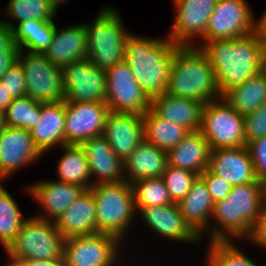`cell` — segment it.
Segmentation results:
<instances>
[{
    "label": "cell",
    "instance_id": "6da1fadb",
    "mask_svg": "<svg viewBox=\"0 0 266 266\" xmlns=\"http://www.w3.org/2000/svg\"><path fill=\"white\" fill-rule=\"evenodd\" d=\"M194 46L208 56L221 97L263 71L266 46L258 31L240 38L213 40Z\"/></svg>",
    "mask_w": 266,
    "mask_h": 266
},
{
    "label": "cell",
    "instance_id": "7a4b0ae2",
    "mask_svg": "<svg viewBox=\"0 0 266 266\" xmlns=\"http://www.w3.org/2000/svg\"><path fill=\"white\" fill-rule=\"evenodd\" d=\"M264 216V186L261 182L232 186L230 194L214 203L209 241H232L251 236ZM216 221V222H215ZM218 226V227H217ZM212 228V229H211Z\"/></svg>",
    "mask_w": 266,
    "mask_h": 266
},
{
    "label": "cell",
    "instance_id": "3957f363",
    "mask_svg": "<svg viewBox=\"0 0 266 266\" xmlns=\"http://www.w3.org/2000/svg\"><path fill=\"white\" fill-rule=\"evenodd\" d=\"M178 47L168 36L160 39L129 34L124 62L150 99L167 93L172 57Z\"/></svg>",
    "mask_w": 266,
    "mask_h": 266
},
{
    "label": "cell",
    "instance_id": "277c9868",
    "mask_svg": "<svg viewBox=\"0 0 266 266\" xmlns=\"http://www.w3.org/2000/svg\"><path fill=\"white\" fill-rule=\"evenodd\" d=\"M167 94L202 103L220 98L214 69L201 48L179 46L172 57Z\"/></svg>",
    "mask_w": 266,
    "mask_h": 266
},
{
    "label": "cell",
    "instance_id": "5b68a950",
    "mask_svg": "<svg viewBox=\"0 0 266 266\" xmlns=\"http://www.w3.org/2000/svg\"><path fill=\"white\" fill-rule=\"evenodd\" d=\"M89 190L96 203L97 233L111 234L125 242L137 215L131 183H100Z\"/></svg>",
    "mask_w": 266,
    "mask_h": 266
},
{
    "label": "cell",
    "instance_id": "8992f818",
    "mask_svg": "<svg viewBox=\"0 0 266 266\" xmlns=\"http://www.w3.org/2000/svg\"><path fill=\"white\" fill-rule=\"evenodd\" d=\"M114 7H104L92 24H85L88 40V60L107 70L124 61L125 47L130 32L125 31L122 17Z\"/></svg>",
    "mask_w": 266,
    "mask_h": 266
},
{
    "label": "cell",
    "instance_id": "52a82bcc",
    "mask_svg": "<svg viewBox=\"0 0 266 266\" xmlns=\"http://www.w3.org/2000/svg\"><path fill=\"white\" fill-rule=\"evenodd\" d=\"M65 238L53 221L37 216L28 217L23 222L16 239L5 250L9 265L14 260L64 259Z\"/></svg>",
    "mask_w": 266,
    "mask_h": 266
},
{
    "label": "cell",
    "instance_id": "ba28073f",
    "mask_svg": "<svg viewBox=\"0 0 266 266\" xmlns=\"http://www.w3.org/2000/svg\"><path fill=\"white\" fill-rule=\"evenodd\" d=\"M199 131L205 136L211 150L246 146L244 116L223 97L204 104Z\"/></svg>",
    "mask_w": 266,
    "mask_h": 266
},
{
    "label": "cell",
    "instance_id": "9c48e42d",
    "mask_svg": "<svg viewBox=\"0 0 266 266\" xmlns=\"http://www.w3.org/2000/svg\"><path fill=\"white\" fill-rule=\"evenodd\" d=\"M18 61L25 75L26 92L36 102L64 101L62 70L52 64L44 54L19 51Z\"/></svg>",
    "mask_w": 266,
    "mask_h": 266
},
{
    "label": "cell",
    "instance_id": "30bf717a",
    "mask_svg": "<svg viewBox=\"0 0 266 266\" xmlns=\"http://www.w3.org/2000/svg\"><path fill=\"white\" fill-rule=\"evenodd\" d=\"M121 242L114 235L99 232L65 238V266H115L121 255Z\"/></svg>",
    "mask_w": 266,
    "mask_h": 266
},
{
    "label": "cell",
    "instance_id": "8fae6325",
    "mask_svg": "<svg viewBox=\"0 0 266 266\" xmlns=\"http://www.w3.org/2000/svg\"><path fill=\"white\" fill-rule=\"evenodd\" d=\"M257 31V19L246 0H217L202 41L240 38Z\"/></svg>",
    "mask_w": 266,
    "mask_h": 266
},
{
    "label": "cell",
    "instance_id": "7c38bea8",
    "mask_svg": "<svg viewBox=\"0 0 266 266\" xmlns=\"http://www.w3.org/2000/svg\"><path fill=\"white\" fill-rule=\"evenodd\" d=\"M65 103H106V72L88 59L72 62L61 68Z\"/></svg>",
    "mask_w": 266,
    "mask_h": 266
},
{
    "label": "cell",
    "instance_id": "4fadbf2b",
    "mask_svg": "<svg viewBox=\"0 0 266 266\" xmlns=\"http://www.w3.org/2000/svg\"><path fill=\"white\" fill-rule=\"evenodd\" d=\"M109 111L143 115L151 108V99L139 86L133 73L124 61L106 71Z\"/></svg>",
    "mask_w": 266,
    "mask_h": 266
},
{
    "label": "cell",
    "instance_id": "5bb4252c",
    "mask_svg": "<svg viewBox=\"0 0 266 266\" xmlns=\"http://www.w3.org/2000/svg\"><path fill=\"white\" fill-rule=\"evenodd\" d=\"M108 113L106 103H65V145H82L103 135Z\"/></svg>",
    "mask_w": 266,
    "mask_h": 266
},
{
    "label": "cell",
    "instance_id": "9a60e30c",
    "mask_svg": "<svg viewBox=\"0 0 266 266\" xmlns=\"http://www.w3.org/2000/svg\"><path fill=\"white\" fill-rule=\"evenodd\" d=\"M217 0H179L175 3L176 18L167 35L176 45L194 46V39L205 36L209 17Z\"/></svg>",
    "mask_w": 266,
    "mask_h": 266
},
{
    "label": "cell",
    "instance_id": "2e32d148",
    "mask_svg": "<svg viewBox=\"0 0 266 266\" xmlns=\"http://www.w3.org/2000/svg\"><path fill=\"white\" fill-rule=\"evenodd\" d=\"M42 156L29 130L3 126L0 134V182Z\"/></svg>",
    "mask_w": 266,
    "mask_h": 266
},
{
    "label": "cell",
    "instance_id": "e0dca14e",
    "mask_svg": "<svg viewBox=\"0 0 266 266\" xmlns=\"http://www.w3.org/2000/svg\"><path fill=\"white\" fill-rule=\"evenodd\" d=\"M145 221L152 232L162 238L185 243H199L201 237L190 227L180 213L177 203L165 206L140 208L137 215Z\"/></svg>",
    "mask_w": 266,
    "mask_h": 266
},
{
    "label": "cell",
    "instance_id": "ac0fdd59",
    "mask_svg": "<svg viewBox=\"0 0 266 266\" xmlns=\"http://www.w3.org/2000/svg\"><path fill=\"white\" fill-rule=\"evenodd\" d=\"M103 136L116 155L124 161L144 141L142 115L109 111Z\"/></svg>",
    "mask_w": 266,
    "mask_h": 266
},
{
    "label": "cell",
    "instance_id": "d6986e66",
    "mask_svg": "<svg viewBox=\"0 0 266 266\" xmlns=\"http://www.w3.org/2000/svg\"><path fill=\"white\" fill-rule=\"evenodd\" d=\"M26 190L43 208L42 213L36 216L55 222L86 189L72 183L49 180L37 181Z\"/></svg>",
    "mask_w": 266,
    "mask_h": 266
},
{
    "label": "cell",
    "instance_id": "ffe728a7",
    "mask_svg": "<svg viewBox=\"0 0 266 266\" xmlns=\"http://www.w3.org/2000/svg\"><path fill=\"white\" fill-rule=\"evenodd\" d=\"M208 169L232 186L259 182L246 146L211 150Z\"/></svg>",
    "mask_w": 266,
    "mask_h": 266
},
{
    "label": "cell",
    "instance_id": "44dd1931",
    "mask_svg": "<svg viewBox=\"0 0 266 266\" xmlns=\"http://www.w3.org/2000/svg\"><path fill=\"white\" fill-rule=\"evenodd\" d=\"M44 56L55 66L62 68L72 62L88 59L87 31L84 24L65 26L58 30L55 25L52 43Z\"/></svg>",
    "mask_w": 266,
    "mask_h": 266
},
{
    "label": "cell",
    "instance_id": "7402d4cb",
    "mask_svg": "<svg viewBox=\"0 0 266 266\" xmlns=\"http://www.w3.org/2000/svg\"><path fill=\"white\" fill-rule=\"evenodd\" d=\"M81 146L88 158L91 177H96L92 180V186L100 183L125 181L123 161L116 155L103 135L90 138Z\"/></svg>",
    "mask_w": 266,
    "mask_h": 266
},
{
    "label": "cell",
    "instance_id": "603a6c76",
    "mask_svg": "<svg viewBox=\"0 0 266 266\" xmlns=\"http://www.w3.org/2000/svg\"><path fill=\"white\" fill-rule=\"evenodd\" d=\"M29 132L42 154L65 145V101L41 104L39 121Z\"/></svg>",
    "mask_w": 266,
    "mask_h": 266
},
{
    "label": "cell",
    "instance_id": "cb8c5ba5",
    "mask_svg": "<svg viewBox=\"0 0 266 266\" xmlns=\"http://www.w3.org/2000/svg\"><path fill=\"white\" fill-rule=\"evenodd\" d=\"M204 103L170 94L151 99V109L161 118L179 124L190 132L199 131Z\"/></svg>",
    "mask_w": 266,
    "mask_h": 266
},
{
    "label": "cell",
    "instance_id": "d4e9b609",
    "mask_svg": "<svg viewBox=\"0 0 266 266\" xmlns=\"http://www.w3.org/2000/svg\"><path fill=\"white\" fill-rule=\"evenodd\" d=\"M177 204L185 221L203 240L204 231L208 230L209 233L210 224H213L210 219L214 208V201L205 181L197 176L188 194Z\"/></svg>",
    "mask_w": 266,
    "mask_h": 266
},
{
    "label": "cell",
    "instance_id": "484cf974",
    "mask_svg": "<svg viewBox=\"0 0 266 266\" xmlns=\"http://www.w3.org/2000/svg\"><path fill=\"white\" fill-rule=\"evenodd\" d=\"M54 223L64 238L97 233L93 193L85 190Z\"/></svg>",
    "mask_w": 266,
    "mask_h": 266
},
{
    "label": "cell",
    "instance_id": "4316f807",
    "mask_svg": "<svg viewBox=\"0 0 266 266\" xmlns=\"http://www.w3.org/2000/svg\"><path fill=\"white\" fill-rule=\"evenodd\" d=\"M167 165V151L144 140L123 161L124 179L133 183L141 179L162 177Z\"/></svg>",
    "mask_w": 266,
    "mask_h": 266
},
{
    "label": "cell",
    "instance_id": "83f0119b",
    "mask_svg": "<svg viewBox=\"0 0 266 266\" xmlns=\"http://www.w3.org/2000/svg\"><path fill=\"white\" fill-rule=\"evenodd\" d=\"M211 149L200 131L190 132L177 146L167 151L168 165L200 176L209 168Z\"/></svg>",
    "mask_w": 266,
    "mask_h": 266
},
{
    "label": "cell",
    "instance_id": "f1b7e54d",
    "mask_svg": "<svg viewBox=\"0 0 266 266\" xmlns=\"http://www.w3.org/2000/svg\"><path fill=\"white\" fill-rule=\"evenodd\" d=\"M142 119L144 140L165 151L177 146L190 133L185 127L161 118L151 108Z\"/></svg>",
    "mask_w": 266,
    "mask_h": 266
},
{
    "label": "cell",
    "instance_id": "f546056e",
    "mask_svg": "<svg viewBox=\"0 0 266 266\" xmlns=\"http://www.w3.org/2000/svg\"><path fill=\"white\" fill-rule=\"evenodd\" d=\"M62 157L58 160V181L82 186L86 190L92 187V178L86 152L81 145H63Z\"/></svg>",
    "mask_w": 266,
    "mask_h": 266
},
{
    "label": "cell",
    "instance_id": "4dcf8cb0",
    "mask_svg": "<svg viewBox=\"0 0 266 266\" xmlns=\"http://www.w3.org/2000/svg\"><path fill=\"white\" fill-rule=\"evenodd\" d=\"M54 30V21L31 19L15 24L12 32L15 44L20 50L44 54L52 43Z\"/></svg>",
    "mask_w": 266,
    "mask_h": 266
},
{
    "label": "cell",
    "instance_id": "1f68e13d",
    "mask_svg": "<svg viewBox=\"0 0 266 266\" xmlns=\"http://www.w3.org/2000/svg\"><path fill=\"white\" fill-rule=\"evenodd\" d=\"M223 98L241 115L254 112L266 103V73L250 77L242 85L230 89Z\"/></svg>",
    "mask_w": 266,
    "mask_h": 266
},
{
    "label": "cell",
    "instance_id": "d6a6232c",
    "mask_svg": "<svg viewBox=\"0 0 266 266\" xmlns=\"http://www.w3.org/2000/svg\"><path fill=\"white\" fill-rule=\"evenodd\" d=\"M5 8V14L9 19L3 22L11 29L15 27L16 20L19 23L31 19L40 21H54L57 10L50 0H9ZM12 19V20H11ZM14 22V23H13Z\"/></svg>",
    "mask_w": 266,
    "mask_h": 266
},
{
    "label": "cell",
    "instance_id": "836d02e7",
    "mask_svg": "<svg viewBox=\"0 0 266 266\" xmlns=\"http://www.w3.org/2000/svg\"><path fill=\"white\" fill-rule=\"evenodd\" d=\"M0 182V242L6 250L16 239L26 218L11 194Z\"/></svg>",
    "mask_w": 266,
    "mask_h": 266
},
{
    "label": "cell",
    "instance_id": "e575fe53",
    "mask_svg": "<svg viewBox=\"0 0 266 266\" xmlns=\"http://www.w3.org/2000/svg\"><path fill=\"white\" fill-rule=\"evenodd\" d=\"M131 187L136 211L140 208L174 203L162 177L141 179L131 183Z\"/></svg>",
    "mask_w": 266,
    "mask_h": 266
},
{
    "label": "cell",
    "instance_id": "d590c367",
    "mask_svg": "<svg viewBox=\"0 0 266 266\" xmlns=\"http://www.w3.org/2000/svg\"><path fill=\"white\" fill-rule=\"evenodd\" d=\"M5 125L30 130L41 116V103L28 95L17 97L4 111Z\"/></svg>",
    "mask_w": 266,
    "mask_h": 266
},
{
    "label": "cell",
    "instance_id": "8d00e7d4",
    "mask_svg": "<svg viewBox=\"0 0 266 266\" xmlns=\"http://www.w3.org/2000/svg\"><path fill=\"white\" fill-rule=\"evenodd\" d=\"M233 241H209L205 266H259Z\"/></svg>",
    "mask_w": 266,
    "mask_h": 266
},
{
    "label": "cell",
    "instance_id": "74e56055",
    "mask_svg": "<svg viewBox=\"0 0 266 266\" xmlns=\"http://www.w3.org/2000/svg\"><path fill=\"white\" fill-rule=\"evenodd\" d=\"M197 176L192 171L167 165L162 178L174 203H178L188 194Z\"/></svg>",
    "mask_w": 266,
    "mask_h": 266
},
{
    "label": "cell",
    "instance_id": "f35d334b",
    "mask_svg": "<svg viewBox=\"0 0 266 266\" xmlns=\"http://www.w3.org/2000/svg\"><path fill=\"white\" fill-rule=\"evenodd\" d=\"M245 143L266 136V103L244 116Z\"/></svg>",
    "mask_w": 266,
    "mask_h": 266
},
{
    "label": "cell",
    "instance_id": "ab89813d",
    "mask_svg": "<svg viewBox=\"0 0 266 266\" xmlns=\"http://www.w3.org/2000/svg\"><path fill=\"white\" fill-rule=\"evenodd\" d=\"M0 81L13 99L27 95L25 75L19 61L2 75Z\"/></svg>",
    "mask_w": 266,
    "mask_h": 266
},
{
    "label": "cell",
    "instance_id": "60d3db41",
    "mask_svg": "<svg viewBox=\"0 0 266 266\" xmlns=\"http://www.w3.org/2000/svg\"><path fill=\"white\" fill-rule=\"evenodd\" d=\"M246 147L254 163L258 181L266 183V136L249 142Z\"/></svg>",
    "mask_w": 266,
    "mask_h": 266
},
{
    "label": "cell",
    "instance_id": "b9f144b4",
    "mask_svg": "<svg viewBox=\"0 0 266 266\" xmlns=\"http://www.w3.org/2000/svg\"><path fill=\"white\" fill-rule=\"evenodd\" d=\"M200 177L205 181L214 203L224 200L230 194L232 185L209 169H206Z\"/></svg>",
    "mask_w": 266,
    "mask_h": 266
},
{
    "label": "cell",
    "instance_id": "7bdbcfd3",
    "mask_svg": "<svg viewBox=\"0 0 266 266\" xmlns=\"http://www.w3.org/2000/svg\"><path fill=\"white\" fill-rule=\"evenodd\" d=\"M17 48L12 29L0 20V54L14 52Z\"/></svg>",
    "mask_w": 266,
    "mask_h": 266
},
{
    "label": "cell",
    "instance_id": "ee69618b",
    "mask_svg": "<svg viewBox=\"0 0 266 266\" xmlns=\"http://www.w3.org/2000/svg\"><path fill=\"white\" fill-rule=\"evenodd\" d=\"M261 248L266 249V216L254 226L251 236L247 239Z\"/></svg>",
    "mask_w": 266,
    "mask_h": 266
},
{
    "label": "cell",
    "instance_id": "f6af8a7d",
    "mask_svg": "<svg viewBox=\"0 0 266 266\" xmlns=\"http://www.w3.org/2000/svg\"><path fill=\"white\" fill-rule=\"evenodd\" d=\"M8 266H65L64 259H48V260H14Z\"/></svg>",
    "mask_w": 266,
    "mask_h": 266
},
{
    "label": "cell",
    "instance_id": "bcb514c9",
    "mask_svg": "<svg viewBox=\"0 0 266 266\" xmlns=\"http://www.w3.org/2000/svg\"><path fill=\"white\" fill-rule=\"evenodd\" d=\"M20 49L17 48L14 52H3L0 54V79L2 75L18 61Z\"/></svg>",
    "mask_w": 266,
    "mask_h": 266
},
{
    "label": "cell",
    "instance_id": "7dc6e473",
    "mask_svg": "<svg viewBox=\"0 0 266 266\" xmlns=\"http://www.w3.org/2000/svg\"><path fill=\"white\" fill-rule=\"evenodd\" d=\"M13 98L8 93L6 87L0 81V109L3 111L11 104Z\"/></svg>",
    "mask_w": 266,
    "mask_h": 266
},
{
    "label": "cell",
    "instance_id": "c3c4849f",
    "mask_svg": "<svg viewBox=\"0 0 266 266\" xmlns=\"http://www.w3.org/2000/svg\"><path fill=\"white\" fill-rule=\"evenodd\" d=\"M257 31L260 34V37L266 46V10L260 19L257 20Z\"/></svg>",
    "mask_w": 266,
    "mask_h": 266
},
{
    "label": "cell",
    "instance_id": "681fc988",
    "mask_svg": "<svg viewBox=\"0 0 266 266\" xmlns=\"http://www.w3.org/2000/svg\"><path fill=\"white\" fill-rule=\"evenodd\" d=\"M53 7L57 10L59 5H62L63 3L67 2V0H50Z\"/></svg>",
    "mask_w": 266,
    "mask_h": 266
},
{
    "label": "cell",
    "instance_id": "f907efd6",
    "mask_svg": "<svg viewBox=\"0 0 266 266\" xmlns=\"http://www.w3.org/2000/svg\"><path fill=\"white\" fill-rule=\"evenodd\" d=\"M5 112L0 109V126H5Z\"/></svg>",
    "mask_w": 266,
    "mask_h": 266
},
{
    "label": "cell",
    "instance_id": "816d5d0a",
    "mask_svg": "<svg viewBox=\"0 0 266 266\" xmlns=\"http://www.w3.org/2000/svg\"><path fill=\"white\" fill-rule=\"evenodd\" d=\"M263 186H264V215L266 216V183H264Z\"/></svg>",
    "mask_w": 266,
    "mask_h": 266
},
{
    "label": "cell",
    "instance_id": "f5cc1de1",
    "mask_svg": "<svg viewBox=\"0 0 266 266\" xmlns=\"http://www.w3.org/2000/svg\"><path fill=\"white\" fill-rule=\"evenodd\" d=\"M263 71L266 73V53L264 55V67H263Z\"/></svg>",
    "mask_w": 266,
    "mask_h": 266
},
{
    "label": "cell",
    "instance_id": "db71d44e",
    "mask_svg": "<svg viewBox=\"0 0 266 266\" xmlns=\"http://www.w3.org/2000/svg\"><path fill=\"white\" fill-rule=\"evenodd\" d=\"M2 129H3V126H0V134H1Z\"/></svg>",
    "mask_w": 266,
    "mask_h": 266
}]
</instances>
